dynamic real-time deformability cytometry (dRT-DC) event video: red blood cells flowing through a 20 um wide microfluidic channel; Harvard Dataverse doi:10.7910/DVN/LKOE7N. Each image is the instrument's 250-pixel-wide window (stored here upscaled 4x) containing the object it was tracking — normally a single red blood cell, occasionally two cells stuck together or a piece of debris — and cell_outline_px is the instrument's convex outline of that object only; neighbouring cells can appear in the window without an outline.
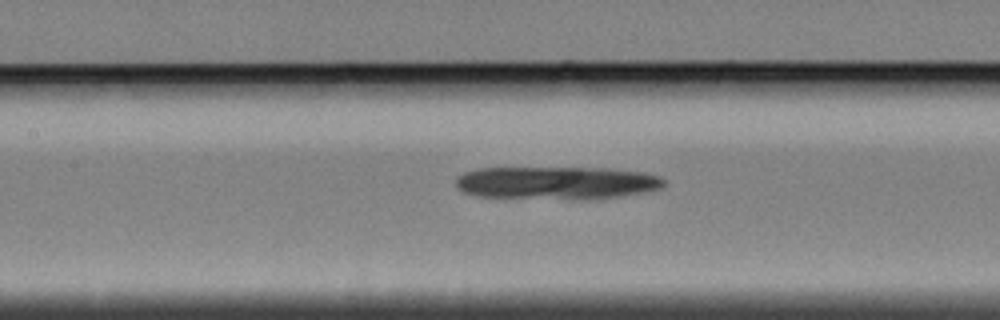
{"species": "Egyptian fruit bat (a non-hibernating species)", "species_latin": "Rousettus aegyptiacus", "temperature_condition": "cold", "stored_images_in_passage": 40, "camera_frame_rate_fps": 3000, "um_per_image_px": 0.085, "animal": {"sex": "female"}, "frame": {"image": 1, "passage_image": 20, "time_ms": 6.333, "image_size_px": [1000, 320], "cell_outline_px": [[664, 184], [660, 188], [644, 192], [620, 196], [480, 196], [464, 192], [456, 184], [456, 180], [464, 172], [480, 168], [608, 168], [644, 172], [660, 176], [664, 180]], "centroid_in_image_um": [47.34, 15.47], "position_along_channel_um": 160.1, "area_um2": 37.86}}